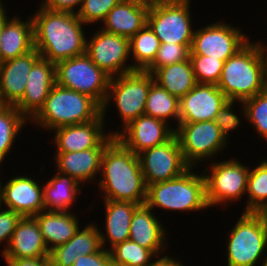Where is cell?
I'll return each mask as SVG.
<instances>
[{
  "instance_id": "cell-49",
  "label": "cell",
  "mask_w": 267,
  "mask_h": 266,
  "mask_svg": "<svg viewBox=\"0 0 267 266\" xmlns=\"http://www.w3.org/2000/svg\"><path fill=\"white\" fill-rule=\"evenodd\" d=\"M264 260H262V264L260 266H267V256L265 258H262Z\"/></svg>"
},
{
  "instance_id": "cell-34",
  "label": "cell",
  "mask_w": 267,
  "mask_h": 266,
  "mask_svg": "<svg viewBox=\"0 0 267 266\" xmlns=\"http://www.w3.org/2000/svg\"><path fill=\"white\" fill-rule=\"evenodd\" d=\"M27 121L14 105H0V158L3 161Z\"/></svg>"
},
{
  "instance_id": "cell-44",
  "label": "cell",
  "mask_w": 267,
  "mask_h": 266,
  "mask_svg": "<svg viewBox=\"0 0 267 266\" xmlns=\"http://www.w3.org/2000/svg\"><path fill=\"white\" fill-rule=\"evenodd\" d=\"M7 266H51L49 256L42 258L5 259Z\"/></svg>"
},
{
  "instance_id": "cell-22",
  "label": "cell",
  "mask_w": 267,
  "mask_h": 266,
  "mask_svg": "<svg viewBox=\"0 0 267 266\" xmlns=\"http://www.w3.org/2000/svg\"><path fill=\"white\" fill-rule=\"evenodd\" d=\"M49 250L34 217H22L16 225L4 259L42 258Z\"/></svg>"
},
{
  "instance_id": "cell-29",
  "label": "cell",
  "mask_w": 267,
  "mask_h": 266,
  "mask_svg": "<svg viewBox=\"0 0 267 266\" xmlns=\"http://www.w3.org/2000/svg\"><path fill=\"white\" fill-rule=\"evenodd\" d=\"M57 173L43 185V203L45 210L67 212L76 202V195L82 193L81 184L73 177Z\"/></svg>"
},
{
  "instance_id": "cell-21",
  "label": "cell",
  "mask_w": 267,
  "mask_h": 266,
  "mask_svg": "<svg viewBox=\"0 0 267 266\" xmlns=\"http://www.w3.org/2000/svg\"><path fill=\"white\" fill-rule=\"evenodd\" d=\"M40 57L34 48L24 55L0 63V105H15L22 98L27 77Z\"/></svg>"
},
{
  "instance_id": "cell-7",
  "label": "cell",
  "mask_w": 267,
  "mask_h": 266,
  "mask_svg": "<svg viewBox=\"0 0 267 266\" xmlns=\"http://www.w3.org/2000/svg\"><path fill=\"white\" fill-rule=\"evenodd\" d=\"M154 82L153 74L142 70L111 77L107 97L102 106L103 117L106 118V109L112 101L122 118V128L144 115L148 91Z\"/></svg>"
},
{
  "instance_id": "cell-46",
  "label": "cell",
  "mask_w": 267,
  "mask_h": 266,
  "mask_svg": "<svg viewBox=\"0 0 267 266\" xmlns=\"http://www.w3.org/2000/svg\"><path fill=\"white\" fill-rule=\"evenodd\" d=\"M133 2L135 5L142 6L149 9L156 8L157 6L169 2L171 0H128Z\"/></svg>"
},
{
  "instance_id": "cell-10",
  "label": "cell",
  "mask_w": 267,
  "mask_h": 266,
  "mask_svg": "<svg viewBox=\"0 0 267 266\" xmlns=\"http://www.w3.org/2000/svg\"><path fill=\"white\" fill-rule=\"evenodd\" d=\"M185 162L196 167L199 162L210 160L223 151L228 142L215 121L179 123L175 129ZM209 158V159H208ZM196 165V166H195Z\"/></svg>"
},
{
  "instance_id": "cell-6",
  "label": "cell",
  "mask_w": 267,
  "mask_h": 266,
  "mask_svg": "<svg viewBox=\"0 0 267 266\" xmlns=\"http://www.w3.org/2000/svg\"><path fill=\"white\" fill-rule=\"evenodd\" d=\"M234 225L227 234V266H256L267 249V213L243 212Z\"/></svg>"
},
{
  "instance_id": "cell-31",
  "label": "cell",
  "mask_w": 267,
  "mask_h": 266,
  "mask_svg": "<svg viewBox=\"0 0 267 266\" xmlns=\"http://www.w3.org/2000/svg\"><path fill=\"white\" fill-rule=\"evenodd\" d=\"M145 115L165 121L172 118L179 124V99L154 82L148 91Z\"/></svg>"
},
{
  "instance_id": "cell-48",
  "label": "cell",
  "mask_w": 267,
  "mask_h": 266,
  "mask_svg": "<svg viewBox=\"0 0 267 266\" xmlns=\"http://www.w3.org/2000/svg\"><path fill=\"white\" fill-rule=\"evenodd\" d=\"M267 94V61H266V66H265V71H264V90Z\"/></svg>"
},
{
  "instance_id": "cell-27",
  "label": "cell",
  "mask_w": 267,
  "mask_h": 266,
  "mask_svg": "<svg viewBox=\"0 0 267 266\" xmlns=\"http://www.w3.org/2000/svg\"><path fill=\"white\" fill-rule=\"evenodd\" d=\"M34 49L33 22L31 16L23 21L19 16L10 18L0 40V63L24 55Z\"/></svg>"
},
{
  "instance_id": "cell-50",
  "label": "cell",
  "mask_w": 267,
  "mask_h": 266,
  "mask_svg": "<svg viewBox=\"0 0 267 266\" xmlns=\"http://www.w3.org/2000/svg\"><path fill=\"white\" fill-rule=\"evenodd\" d=\"M262 44H263V48H264V51H265V54H266V58H267V47H266V45H264L263 42H262Z\"/></svg>"
},
{
  "instance_id": "cell-14",
  "label": "cell",
  "mask_w": 267,
  "mask_h": 266,
  "mask_svg": "<svg viewBox=\"0 0 267 266\" xmlns=\"http://www.w3.org/2000/svg\"><path fill=\"white\" fill-rule=\"evenodd\" d=\"M95 33L86 41V54L98 68L111 77L136 71L132 63L126 65L130 57L129 38L102 29Z\"/></svg>"
},
{
  "instance_id": "cell-51",
  "label": "cell",
  "mask_w": 267,
  "mask_h": 266,
  "mask_svg": "<svg viewBox=\"0 0 267 266\" xmlns=\"http://www.w3.org/2000/svg\"><path fill=\"white\" fill-rule=\"evenodd\" d=\"M2 162H4L1 158H0V165L2 164ZM1 167V166H0Z\"/></svg>"
},
{
  "instance_id": "cell-35",
  "label": "cell",
  "mask_w": 267,
  "mask_h": 266,
  "mask_svg": "<svg viewBox=\"0 0 267 266\" xmlns=\"http://www.w3.org/2000/svg\"><path fill=\"white\" fill-rule=\"evenodd\" d=\"M113 266H149L157 256L128 239L109 250Z\"/></svg>"
},
{
  "instance_id": "cell-47",
  "label": "cell",
  "mask_w": 267,
  "mask_h": 266,
  "mask_svg": "<svg viewBox=\"0 0 267 266\" xmlns=\"http://www.w3.org/2000/svg\"><path fill=\"white\" fill-rule=\"evenodd\" d=\"M3 3L0 5V40H1V35L3 32V29L5 27V23L10 19V17H7V10L5 9Z\"/></svg>"
},
{
  "instance_id": "cell-18",
  "label": "cell",
  "mask_w": 267,
  "mask_h": 266,
  "mask_svg": "<svg viewBox=\"0 0 267 266\" xmlns=\"http://www.w3.org/2000/svg\"><path fill=\"white\" fill-rule=\"evenodd\" d=\"M55 84V63L40 57L27 77L22 98L14 106L30 121L42 108Z\"/></svg>"
},
{
  "instance_id": "cell-1",
  "label": "cell",
  "mask_w": 267,
  "mask_h": 266,
  "mask_svg": "<svg viewBox=\"0 0 267 266\" xmlns=\"http://www.w3.org/2000/svg\"><path fill=\"white\" fill-rule=\"evenodd\" d=\"M31 18L34 48L41 57L57 63L86 53L87 38L83 31L86 24L77 13L54 11L40 5Z\"/></svg>"
},
{
  "instance_id": "cell-5",
  "label": "cell",
  "mask_w": 267,
  "mask_h": 266,
  "mask_svg": "<svg viewBox=\"0 0 267 266\" xmlns=\"http://www.w3.org/2000/svg\"><path fill=\"white\" fill-rule=\"evenodd\" d=\"M193 171V167H190L176 178L148 185L145 204L154 211L163 208L162 210H178L182 213L210 208L204 174L199 175Z\"/></svg>"
},
{
  "instance_id": "cell-41",
  "label": "cell",
  "mask_w": 267,
  "mask_h": 266,
  "mask_svg": "<svg viewBox=\"0 0 267 266\" xmlns=\"http://www.w3.org/2000/svg\"><path fill=\"white\" fill-rule=\"evenodd\" d=\"M0 210V243L3 242L4 244V242L6 241V247L2 250L3 257L11 240L12 234L14 233L16 225L22 218V216L13 210L6 208L2 210V205L0 207Z\"/></svg>"
},
{
  "instance_id": "cell-32",
  "label": "cell",
  "mask_w": 267,
  "mask_h": 266,
  "mask_svg": "<svg viewBox=\"0 0 267 266\" xmlns=\"http://www.w3.org/2000/svg\"><path fill=\"white\" fill-rule=\"evenodd\" d=\"M161 42L146 24L129 39L130 56H133L132 67L144 71L155 59Z\"/></svg>"
},
{
  "instance_id": "cell-24",
  "label": "cell",
  "mask_w": 267,
  "mask_h": 266,
  "mask_svg": "<svg viewBox=\"0 0 267 266\" xmlns=\"http://www.w3.org/2000/svg\"><path fill=\"white\" fill-rule=\"evenodd\" d=\"M101 248L99 228L90 223L79 228L68 242L49 251L51 266H72L80 255L94 254Z\"/></svg>"
},
{
  "instance_id": "cell-20",
  "label": "cell",
  "mask_w": 267,
  "mask_h": 266,
  "mask_svg": "<svg viewBox=\"0 0 267 266\" xmlns=\"http://www.w3.org/2000/svg\"><path fill=\"white\" fill-rule=\"evenodd\" d=\"M115 138L109 135L96 147L84 151L55 153L57 171L67 174L81 185L90 183L100 173L101 159L106 146ZM85 182V183H84Z\"/></svg>"
},
{
  "instance_id": "cell-15",
  "label": "cell",
  "mask_w": 267,
  "mask_h": 266,
  "mask_svg": "<svg viewBox=\"0 0 267 266\" xmlns=\"http://www.w3.org/2000/svg\"><path fill=\"white\" fill-rule=\"evenodd\" d=\"M168 125L165 121L144 114L129 122L124 128H119L122 131H112V134L126 148L138 155L167 142L175 134V128Z\"/></svg>"
},
{
  "instance_id": "cell-26",
  "label": "cell",
  "mask_w": 267,
  "mask_h": 266,
  "mask_svg": "<svg viewBox=\"0 0 267 266\" xmlns=\"http://www.w3.org/2000/svg\"><path fill=\"white\" fill-rule=\"evenodd\" d=\"M148 11L131 1L121 0L100 22L104 26L101 29L130 39L147 24Z\"/></svg>"
},
{
  "instance_id": "cell-4",
  "label": "cell",
  "mask_w": 267,
  "mask_h": 266,
  "mask_svg": "<svg viewBox=\"0 0 267 266\" xmlns=\"http://www.w3.org/2000/svg\"><path fill=\"white\" fill-rule=\"evenodd\" d=\"M101 114L102 107L90 96L55 84L30 122L51 133L61 126L96 120Z\"/></svg>"
},
{
  "instance_id": "cell-45",
  "label": "cell",
  "mask_w": 267,
  "mask_h": 266,
  "mask_svg": "<svg viewBox=\"0 0 267 266\" xmlns=\"http://www.w3.org/2000/svg\"><path fill=\"white\" fill-rule=\"evenodd\" d=\"M157 258L158 257H156L149 266H184L182 262L177 261L178 259H174L172 256L169 257L166 253L161 255L158 259Z\"/></svg>"
},
{
  "instance_id": "cell-42",
  "label": "cell",
  "mask_w": 267,
  "mask_h": 266,
  "mask_svg": "<svg viewBox=\"0 0 267 266\" xmlns=\"http://www.w3.org/2000/svg\"><path fill=\"white\" fill-rule=\"evenodd\" d=\"M72 266H113L110 253L103 247L94 254L80 255Z\"/></svg>"
},
{
  "instance_id": "cell-33",
  "label": "cell",
  "mask_w": 267,
  "mask_h": 266,
  "mask_svg": "<svg viewBox=\"0 0 267 266\" xmlns=\"http://www.w3.org/2000/svg\"><path fill=\"white\" fill-rule=\"evenodd\" d=\"M243 212L267 213V159L250 169Z\"/></svg>"
},
{
  "instance_id": "cell-2",
  "label": "cell",
  "mask_w": 267,
  "mask_h": 266,
  "mask_svg": "<svg viewBox=\"0 0 267 266\" xmlns=\"http://www.w3.org/2000/svg\"><path fill=\"white\" fill-rule=\"evenodd\" d=\"M101 178L97 182L103 200L130 201L145 204L147 185L138 155L114 138L101 159Z\"/></svg>"
},
{
  "instance_id": "cell-17",
  "label": "cell",
  "mask_w": 267,
  "mask_h": 266,
  "mask_svg": "<svg viewBox=\"0 0 267 266\" xmlns=\"http://www.w3.org/2000/svg\"><path fill=\"white\" fill-rule=\"evenodd\" d=\"M1 205L19 213L22 217H33L45 210L43 186L31 176H14L0 186Z\"/></svg>"
},
{
  "instance_id": "cell-16",
  "label": "cell",
  "mask_w": 267,
  "mask_h": 266,
  "mask_svg": "<svg viewBox=\"0 0 267 266\" xmlns=\"http://www.w3.org/2000/svg\"><path fill=\"white\" fill-rule=\"evenodd\" d=\"M227 101L217 85L197 83L179 99V123L213 121Z\"/></svg>"
},
{
  "instance_id": "cell-8",
  "label": "cell",
  "mask_w": 267,
  "mask_h": 266,
  "mask_svg": "<svg viewBox=\"0 0 267 266\" xmlns=\"http://www.w3.org/2000/svg\"><path fill=\"white\" fill-rule=\"evenodd\" d=\"M56 84L93 98L104 105L111 76L84 53L55 63Z\"/></svg>"
},
{
  "instance_id": "cell-38",
  "label": "cell",
  "mask_w": 267,
  "mask_h": 266,
  "mask_svg": "<svg viewBox=\"0 0 267 266\" xmlns=\"http://www.w3.org/2000/svg\"><path fill=\"white\" fill-rule=\"evenodd\" d=\"M190 47L191 44L161 43L154 61L144 71L152 74L157 68L188 60Z\"/></svg>"
},
{
  "instance_id": "cell-3",
  "label": "cell",
  "mask_w": 267,
  "mask_h": 266,
  "mask_svg": "<svg viewBox=\"0 0 267 266\" xmlns=\"http://www.w3.org/2000/svg\"><path fill=\"white\" fill-rule=\"evenodd\" d=\"M266 54L260 41L250 40L229 57L217 87L228 101L243 102L264 90Z\"/></svg>"
},
{
  "instance_id": "cell-11",
  "label": "cell",
  "mask_w": 267,
  "mask_h": 266,
  "mask_svg": "<svg viewBox=\"0 0 267 266\" xmlns=\"http://www.w3.org/2000/svg\"><path fill=\"white\" fill-rule=\"evenodd\" d=\"M191 0H171L149 9L147 25L161 43L192 44Z\"/></svg>"
},
{
  "instance_id": "cell-23",
  "label": "cell",
  "mask_w": 267,
  "mask_h": 266,
  "mask_svg": "<svg viewBox=\"0 0 267 266\" xmlns=\"http://www.w3.org/2000/svg\"><path fill=\"white\" fill-rule=\"evenodd\" d=\"M129 239L141 247L151 250L156 256L162 255L166 246L167 232L158 217L146 204L139 205L131 218Z\"/></svg>"
},
{
  "instance_id": "cell-36",
  "label": "cell",
  "mask_w": 267,
  "mask_h": 266,
  "mask_svg": "<svg viewBox=\"0 0 267 266\" xmlns=\"http://www.w3.org/2000/svg\"><path fill=\"white\" fill-rule=\"evenodd\" d=\"M240 103L247 122L267 142V94L263 91Z\"/></svg>"
},
{
  "instance_id": "cell-9",
  "label": "cell",
  "mask_w": 267,
  "mask_h": 266,
  "mask_svg": "<svg viewBox=\"0 0 267 266\" xmlns=\"http://www.w3.org/2000/svg\"><path fill=\"white\" fill-rule=\"evenodd\" d=\"M210 166L202 171L206 182L208 206H227L231 201L242 199L247 190L249 167L235 158L214 162Z\"/></svg>"
},
{
  "instance_id": "cell-52",
  "label": "cell",
  "mask_w": 267,
  "mask_h": 266,
  "mask_svg": "<svg viewBox=\"0 0 267 266\" xmlns=\"http://www.w3.org/2000/svg\"><path fill=\"white\" fill-rule=\"evenodd\" d=\"M0 186H1V179H0ZM0 207H1V198H0Z\"/></svg>"
},
{
  "instance_id": "cell-19",
  "label": "cell",
  "mask_w": 267,
  "mask_h": 266,
  "mask_svg": "<svg viewBox=\"0 0 267 266\" xmlns=\"http://www.w3.org/2000/svg\"><path fill=\"white\" fill-rule=\"evenodd\" d=\"M104 117L101 114L96 120L54 129V147L56 153L84 151L96 148L108 135L105 132Z\"/></svg>"
},
{
  "instance_id": "cell-30",
  "label": "cell",
  "mask_w": 267,
  "mask_h": 266,
  "mask_svg": "<svg viewBox=\"0 0 267 266\" xmlns=\"http://www.w3.org/2000/svg\"><path fill=\"white\" fill-rule=\"evenodd\" d=\"M154 81L178 99L186 95L196 84V78L190 58L157 68L153 73Z\"/></svg>"
},
{
  "instance_id": "cell-37",
  "label": "cell",
  "mask_w": 267,
  "mask_h": 266,
  "mask_svg": "<svg viewBox=\"0 0 267 266\" xmlns=\"http://www.w3.org/2000/svg\"><path fill=\"white\" fill-rule=\"evenodd\" d=\"M190 60L197 83L218 84L224 61L203 55H190Z\"/></svg>"
},
{
  "instance_id": "cell-43",
  "label": "cell",
  "mask_w": 267,
  "mask_h": 266,
  "mask_svg": "<svg viewBox=\"0 0 267 266\" xmlns=\"http://www.w3.org/2000/svg\"><path fill=\"white\" fill-rule=\"evenodd\" d=\"M82 2L83 0H43L41 6L54 11L77 13L82 5ZM77 7H79L78 10Z\"/></svg>"
},
{
  "instance_id": "cell-13",
  "label": "cell",
  "mask_w": 267,
  "mask_h": 266,
  "mask_svg": "<svg viewBox=\"0 0 267 266\" xmlns=\"http://www.w3.org/2000/svg\"><path fill=\"white\" fill-rule=\"evenodd\" d=\"M138 157L147 186L176 178L190 168L175 134L167 142L141 152Z\"/></svg>"
},
{
  "instance_id": "cell-28",
  "label": "cell",
  "mask_w": 267,
  "mask_h": 266,
  "mask_svg": "<svg viewBox=\"0 0 267 266\" xmlns=\"http://www.w3.org/2000/svg\"><path fill=\"white\" fill-rule=\"evenodd\" d=\"M76 216L77 214H72L71 211L47 210L33 216L49 251L56 246L65 244L74 236L80 226Z\"/></svg>"
},
{
  "instance_id": "cell-39",
  "label": "cell",
  "mask_w": 267,
  "mask_h": 266,
  "mask_svg": "<svg viewBox=\"0 0 267 266\" xmlns=\"http://www.w3.org/2000/svg\"><path fill=\"white\" fill-rule=\"evenodd\" d=\"M121 0H83L77 12L78 18L86 25L103 21L108 12Z\"/></svg>"
},
{
  "instance_id": "cell-12",
  "label": "cell",
  "mask_w": 267,
  "mask_h": 266,
  "mask_svg": "<svg viewBox=\"0 0 267 266\" xmlns=\"http://www.w3.org/2000/svg\"><path fill=\"white\" fill-rule=\"evenodd\" d=\"M217 22L195 30L190 55L209 56L225 62L249 41L241 28Z\"/></svg>"
},
{
  "instance_id": "cell-25",
  "label": "cell",
  "mask_w": 267,
  "mask_h": 266,
  "mask_svg": "<svg viewBox=\"0 0 267 266\" xmlns=\"http://www.w3.org/2000/svg\"><path fill=\"white\" fill-rule=\"evenodd\" d=\"M103 203L106 211L104 212L106 233L100 230L99 234L104 249L105 244L110 243L111 247L107 248L109 251L112 247L129 239L131 218L139 205L130 201L115 200H104Z\"/></svg>"
},
{
  "instance_id": "cell-40",
  "label": "cell",
  "mask_w": 267,
  "mask_h": 266,
  "mask_svg": "<svg viewBox=\"0 0 267 266\" xmlns=\"http://www.w3.org/2000/svg\"><path fill=\"white\" fill-rule=\"evenodd\" d=\"M234 105L235 101H227L219 110L214 120L227 142L230 137L229 133L240 126L239 124L241 123L239 116L232 110Z\"/></svg>"
}]
</instances>
